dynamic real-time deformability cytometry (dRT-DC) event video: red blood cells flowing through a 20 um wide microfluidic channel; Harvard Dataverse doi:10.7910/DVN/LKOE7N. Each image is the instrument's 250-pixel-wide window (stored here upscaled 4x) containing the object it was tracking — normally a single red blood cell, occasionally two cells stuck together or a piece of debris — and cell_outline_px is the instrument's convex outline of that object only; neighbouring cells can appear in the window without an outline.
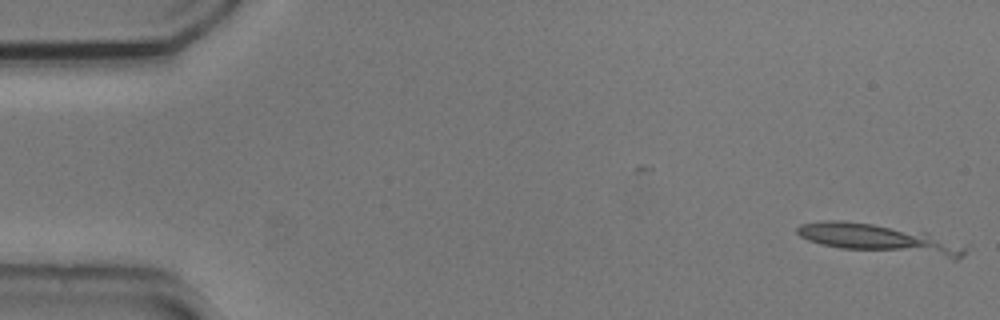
{"species": "common noctule bat (a hibernating species)", "species_latin": "Nyctalus noctula", "temperature_condition": "cold", "stored_images_in_passage": 2, "camera_frame_rate_fps": 3000, "um_per_image_px": 0.085, "animal": {"sex": "male", "body_mass_g": 20.5, "forearm_length_mm": 52.5}, "frame": {"image": 1, "passage_image": 2, "time_ms": 0.333, "image_size_px": [1000, 320], "cell_outline_px": [[964, 252], [956, 260], [952, 260], [840, 248], [820, 244], [808, 240], [800, 236], [796, 232], [796, 228], [800, 224], [820, 220], [844, 220], [928, 232], [964, 248]], "centroid_in_image_um": [74.7, 20.32], "position_along_channel_um": 10.3, "area_um2": 28.55}}